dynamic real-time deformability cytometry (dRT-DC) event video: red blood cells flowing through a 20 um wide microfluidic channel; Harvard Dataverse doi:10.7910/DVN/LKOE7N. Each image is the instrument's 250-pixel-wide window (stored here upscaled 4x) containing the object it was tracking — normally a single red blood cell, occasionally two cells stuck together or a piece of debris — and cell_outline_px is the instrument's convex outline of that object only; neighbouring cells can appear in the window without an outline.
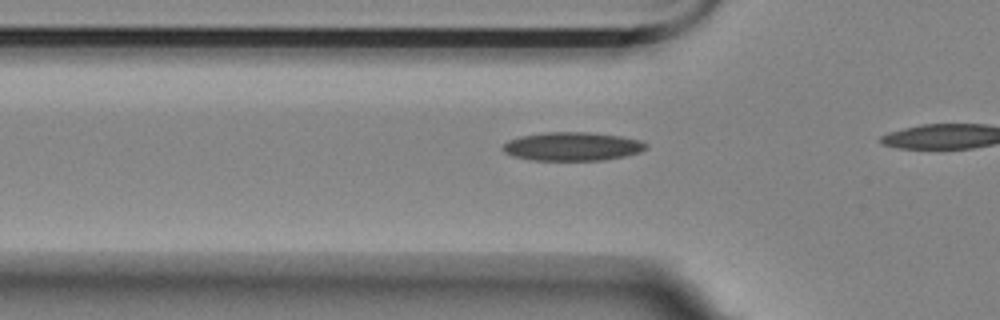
{"species": "Egyptian fruit bat (a non-hibernating species)", "species_latin": "Rousettus aegyptiacus", "temperature_condition": "room temperature", "stored_images_in_passage": 10, "camera_frame_rate_fps": 3000, "um_per_image_px": 0.085, "animal": {"sex": "female"}, "frame": {"image": 1, "passage_image": 4, "time_ms": 1.0, "image_size_px": [1000, 320], "cell_outline_px": [[648, 148], [640, 152], [624, 156], [604, 160], [532, 160], [512, 156], [504, 152], [500, 148], [508, 140], [520, 136], [544, 132], [592, 132], [620, 136], [640, 140], [648, 144]], "centroid_in_image_um": [48.64, 12.44], "position_along_channel_um": 77.2, "area_um2": 24.04}}
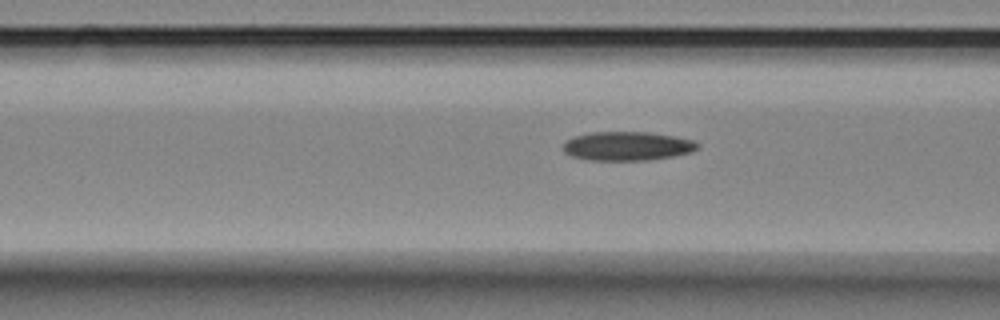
{"frame": {"image": 2, "passage_image": 7, "time_ms": 2.0, "image_size_px": [1000, 320], "cell_outline_px": [[700, 144], [692, 152], [672, 156], [644, 160], [588, 160], [572, 156], [564, 152], [564, 144], [568, 140], [576, 136], [592, 132], [648, 132], [676, 136], [696, 140]], "centroid_in_image_um": [53.36, 12.41], "position_along_channel_um": 113.2, "area_um2": 22.54}}